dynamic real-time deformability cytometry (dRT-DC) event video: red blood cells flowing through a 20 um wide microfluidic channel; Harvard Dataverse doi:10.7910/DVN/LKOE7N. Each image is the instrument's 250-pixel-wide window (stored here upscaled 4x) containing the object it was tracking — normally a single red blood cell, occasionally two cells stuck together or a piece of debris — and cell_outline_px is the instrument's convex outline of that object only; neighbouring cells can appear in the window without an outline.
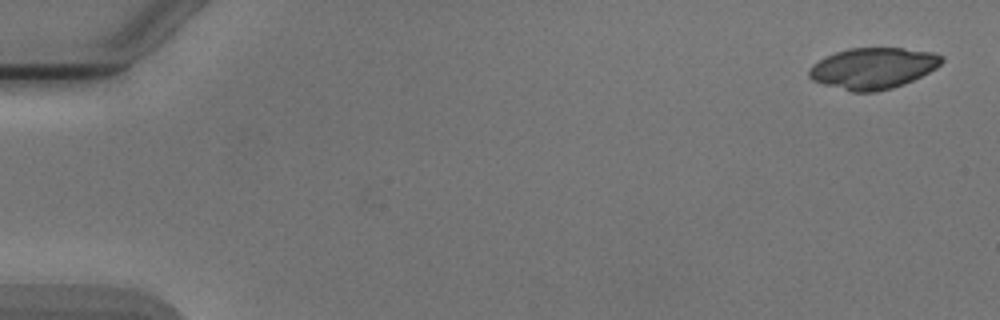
{"species": "Egyptian fruit bat (a non-hibernating species)", "species_latin": "Rousettus aegyptiacus", "temperature_condition": "cold", "stored_images_in_passage": 6, "camera_frame_rate_fps": 3000, "um_per_image_px": 0.085, "animal": {"sex": "male"}, "frame": {"image": 1, "passage_image": 1, "time_ms": 0.0, "image_size_px": [1000, 320], "cell_outline_px": [[944, 60], [936, 68], [904, 84], [892, 88], [876, 92], [852, 92], [824, 84], [812, 80], [808, 76], [808, 68], [812, 64], [836, 52], [848, 48], [904, 48], [932, 52], [944, 56]], "centroid_in_image_um": [74.2, 5.8], "position_along_channel_um": 10.8, "area_um2": 31.73}}